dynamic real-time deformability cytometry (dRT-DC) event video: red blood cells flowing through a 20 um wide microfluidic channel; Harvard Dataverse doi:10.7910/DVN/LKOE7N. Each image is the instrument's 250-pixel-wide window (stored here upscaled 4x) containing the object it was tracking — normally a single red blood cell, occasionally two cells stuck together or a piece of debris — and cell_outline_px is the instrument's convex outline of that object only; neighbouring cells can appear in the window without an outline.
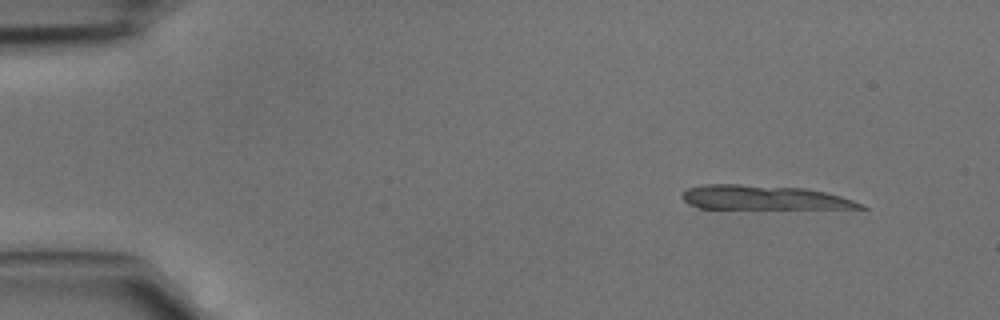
{"species": "common noctule bat (a hibernating species)", "species_latin": "Nyctalus noctula", "temperature_condition": "cold", "stored_images_in_passage": 13, "camera_frame_rate_fps": 3000, "um_per_image_px": 0.085, "animal": {"sex": "male", "body_mass_g": 15.6}, "frame": {"image": 1, "passage_image": 1, "time_ms": 0.0, "image_size_px": [1000, 320], "cell_outline_px": [[868, 208], [700, 208], [688, 204], [680, 196], [688, 188], [704, 184], [740, 184], [804, 188], [824, 192], [840, 196], [852, 200]], "centroid_in_image_um": [64.82, 16.79], "position_along_channel_um": 20.2, "area_um2": 24.8}}
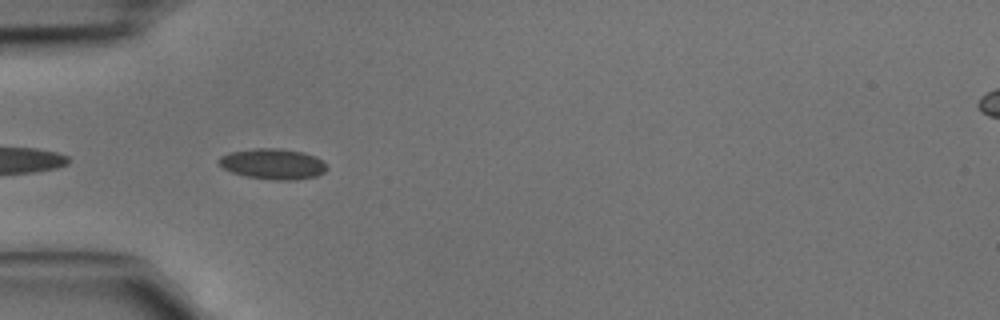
{"frame": {"image": 2, "passage_image": 11, "time_ms": 3.333, "image_size_px": [1000, 320], "cell_outline_px": [[328, 168], [324, 172], [316, 176], [296, 180], [272, 180], [244, 176], [232, 172], [216, 164], [216, 160], [220, 156], [232, 152], [256, 148], [276, 148], [300, 152], [316, 156]], "centroid_in_image_um": [23.15, 13.95], "position_along_channel_um": 61.8, "area_um2": 19.25}}